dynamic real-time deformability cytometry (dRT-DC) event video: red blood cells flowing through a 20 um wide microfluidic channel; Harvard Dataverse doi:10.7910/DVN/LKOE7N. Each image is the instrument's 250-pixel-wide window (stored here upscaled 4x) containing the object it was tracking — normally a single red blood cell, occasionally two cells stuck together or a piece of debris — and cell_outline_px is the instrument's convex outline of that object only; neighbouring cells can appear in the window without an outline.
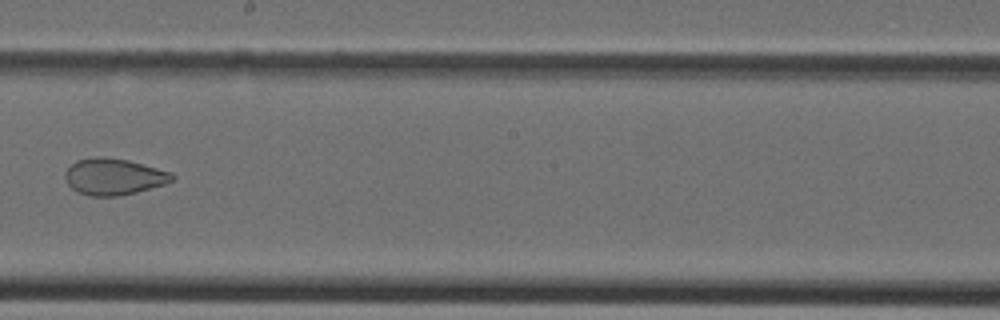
{"species": "Egyptian fruit bat (a non-hibernating species)", "species_latin": "Rousettus aegyptiacus", "temperature_condition": "cold", "stored_images_in_passage": 31, "camera_frame_rate_fps": 3000, "um_per_image_px": 0.085, "animal": {"sex": "female"}, "frame": {"image": 1, "passage_image": 14, "time_ms": 4.333, "image_size_px": [1000, 320], "cell_outline_px": [[176, 176], [172, 180], [164, 184], [136, 192], [116, 196], [88, 196], [76, 192], [64, 180], [64, 172], [76, 160], [96, 156], [104, 156], [128, 160], [172, 172]], "centroid_in_image_um": [9.63, 15.01], "position_along_channel_um": 238.6, "area_um2": 22.89}}
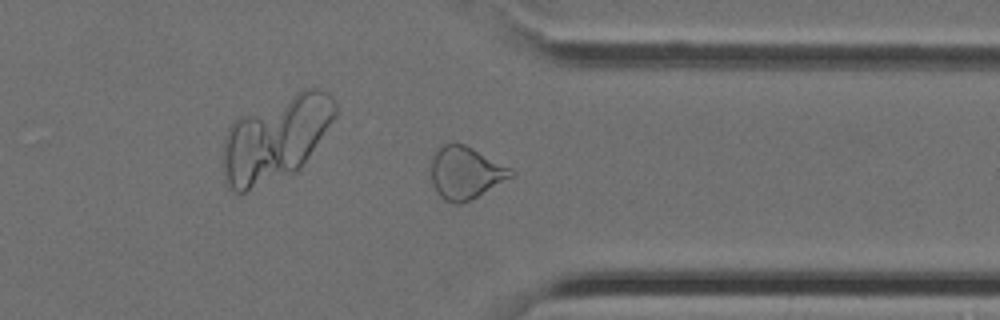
{"frame": {"image": 2, "passage_image": 22, "time_ms": 7.0, "image_size_px": [1000, 320], "cell_outline_px": [[516, 172], [512, 176], [472, 200], [460, 204], [456, 204], [444, 200], [436, 192], [432, 184], [432, 156], [444, 144], [464, 144], [512, 168]], "centroid_in_image_um": [39.58, 14.71], "position_along_channel_um": 371.8, "area_um2": 24.22}}